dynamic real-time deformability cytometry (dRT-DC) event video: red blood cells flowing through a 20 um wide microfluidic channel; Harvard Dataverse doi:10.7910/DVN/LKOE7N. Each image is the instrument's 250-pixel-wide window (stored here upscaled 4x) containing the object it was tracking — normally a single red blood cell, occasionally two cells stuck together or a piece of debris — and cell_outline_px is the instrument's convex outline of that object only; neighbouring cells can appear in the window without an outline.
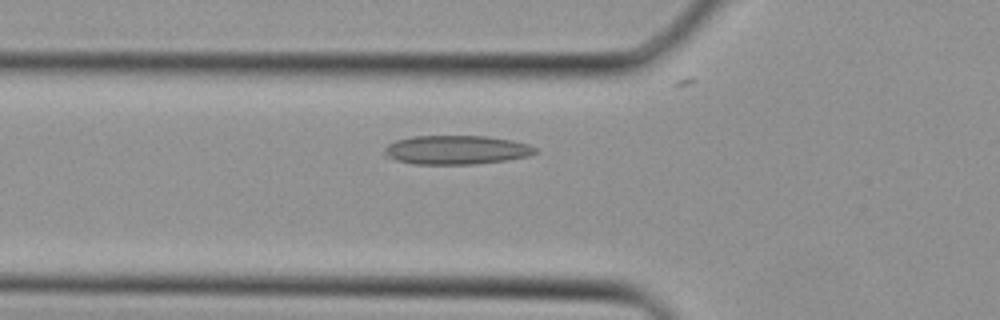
{"species": "Egyptian fruit bat (a non-hibernating species)", "species_latin": "Rousettus aegyptiacus", "temperature_condition": "cold", "stored_images_in_passage": 30, "camera_frame_rate_fps": 3000, "um_per_image_px": 0.085, "animal": {"sex": "female"}, "frame": {"image": 1, "passage_image": 6, "time_ms": 1.667, "image_size_px": [1000, 320], "cell_outline_px": [[536, 152], [528, 156], [508, 160], [476, 164], [412, 164], [396, 160], [384, 156], [384, 148], [388, 144], [396, 140], [412, 136], [488, 136], [512, 140], [528, 144], [536, 148]], "centroid_in_image_um": [38.77, 12.74], "position_along_channel_um": 87.0, "area_um2": 25.61}}
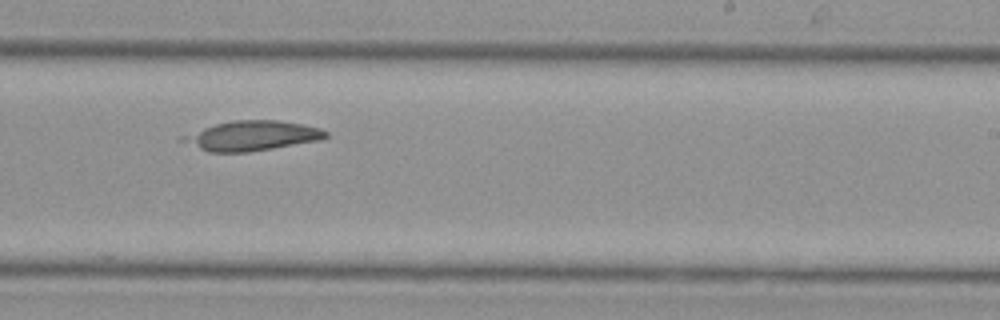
{"frame": {"image": 2, "passage_image": 16, "time_ms": 5.0, "image_size_px": [1000, 320], "cell_outline_px": [[328, 136], [320, 140], [248, 152], [208, 152], [176, 140], [180, 136], [216, 124], [232, 120], [276, 120], [304, 124], [320, 128], [328, 132]], "centroid_in_image_um": [21.38, 11.54], "position_along_channel_um": 267.6, "area_um2": 24.8}}
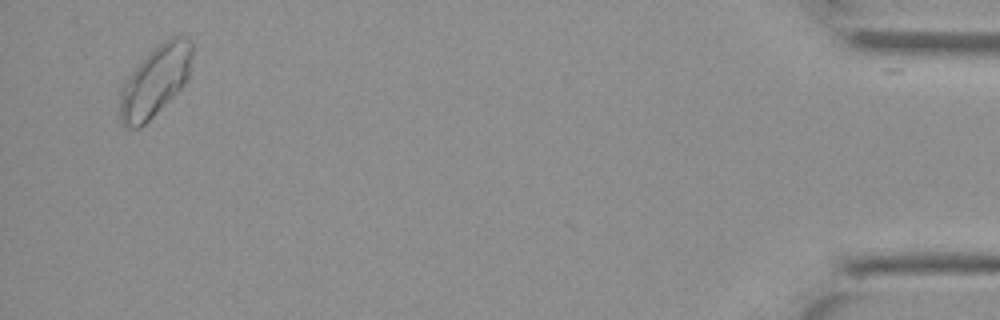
{"frame": {"image": 3, "passage_image": 29, "time_ms": 9.333, "image_size_px": [1000, 320], "cell_outline_px": [[192, 56], [188, 76], [184, 84], [140, 128], [124, 128], [120, 120], [120, 88], [124, 80], [140, 60], [164, 40], [172, 36], [184, 36], [192, 44]], "centroid_in_image_um": [13.15, 6.88], "position_along_channel_um": 422.1, "area_um2": 29.48}}